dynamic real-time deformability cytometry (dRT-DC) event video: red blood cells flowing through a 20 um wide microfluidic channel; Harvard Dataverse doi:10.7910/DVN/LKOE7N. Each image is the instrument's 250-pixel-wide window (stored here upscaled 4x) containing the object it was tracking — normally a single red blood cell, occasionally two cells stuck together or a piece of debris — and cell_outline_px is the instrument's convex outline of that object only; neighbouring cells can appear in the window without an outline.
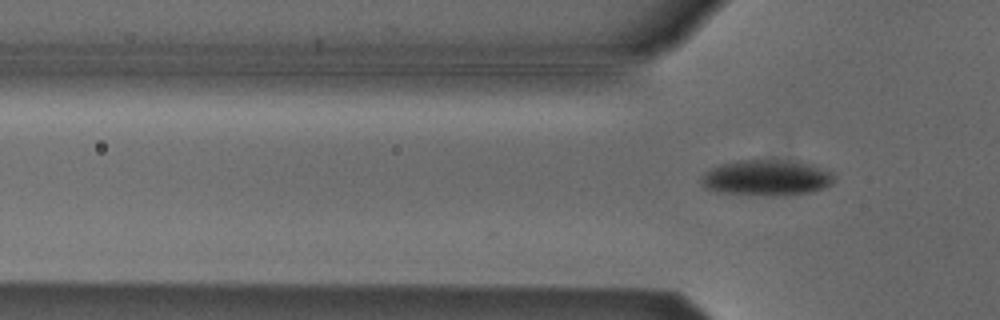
{"species": "Egyptian fruit bat (a non-hibernating species)", "species_latin": "Rousettus aegyptiacus", "temperature_condition": "cold", "stored_images_in_passage": 2, "camera_frame_rate_fps": 3000, "um_per_image_px": 0.085, "animal": {"sex": "male"}, "frame": {"image": 1, "passage_image": 2, "time_ms": 0.333, "image_size_px": [1000, 320], "cell_outline_px": [[832, 184], [824, 188], [812, 192], [776, 196], [768, 196], [720, 192], [704, 188], [700, 184], [700, 176], [704, 172], [720, 164], [736, 160], [784, 160], [808, 164], [832, 172]], "centroid_in_image_um": [65.09, 15.12], "position_along_channel_um": 60.7, "area_um2": 27.74}}